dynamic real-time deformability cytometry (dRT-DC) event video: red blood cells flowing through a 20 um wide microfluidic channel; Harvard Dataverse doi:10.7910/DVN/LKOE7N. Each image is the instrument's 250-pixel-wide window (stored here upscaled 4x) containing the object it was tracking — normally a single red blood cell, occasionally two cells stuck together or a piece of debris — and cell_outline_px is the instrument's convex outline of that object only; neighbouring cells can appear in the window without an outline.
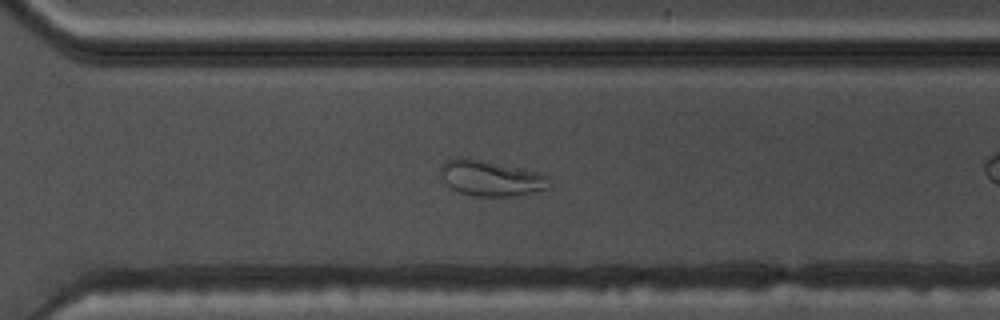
{"species": "common noctule bat (a hibernating species)", "species_latin": "Nyctalus noctula", "temperature_condition": "warm", "stored_images_in_passage": 41, "camera_frame_rate_fps": 3000, "um_per_image_px": 0.085, "animal": {"sex": "male", "body_mass_g": 17.5, "forearm_length_mm": 52.3}, "frame": {"image": 1, "passage_image": 24, "time_ms": 7.667, "image_size_px": [1000, 320], "cell_outline_px": [[552, 188], [516, 196], [476, 196], [460, 192], [448, 188], [440, 176], [440, 168], [448, 160], [460, 156], [544, 172], [548, 176], [552, 184]], "centroid_in_image_um": [41.78, 15.15], "position_along_channel_um": 328.8, "area_um2": 23.06}}
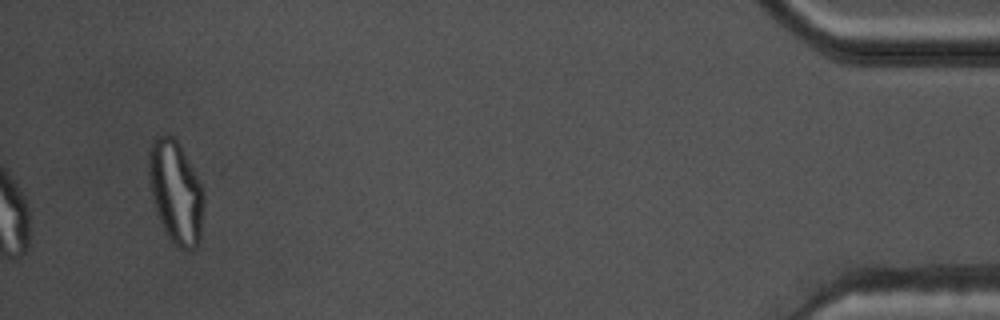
{"frame": {"image": 2, "passage_image": 41, "time_ms": 13.333, "image_size_px": [1000, 320], "cell_outline_px": [[204, 200], [200, 240], [196, 248], [188, 252], [184, 252], [176, 248], [168, 236], [156, 212], [152, 200], [148, 180], [148, 152], [152, 140], [156, 136], [172, 136], [180, 144], [204, 192]], "centroid_in_image_um": [14.92, 16.38], "position_along_channel_um": 420.3, "area_um2": 33.29}}